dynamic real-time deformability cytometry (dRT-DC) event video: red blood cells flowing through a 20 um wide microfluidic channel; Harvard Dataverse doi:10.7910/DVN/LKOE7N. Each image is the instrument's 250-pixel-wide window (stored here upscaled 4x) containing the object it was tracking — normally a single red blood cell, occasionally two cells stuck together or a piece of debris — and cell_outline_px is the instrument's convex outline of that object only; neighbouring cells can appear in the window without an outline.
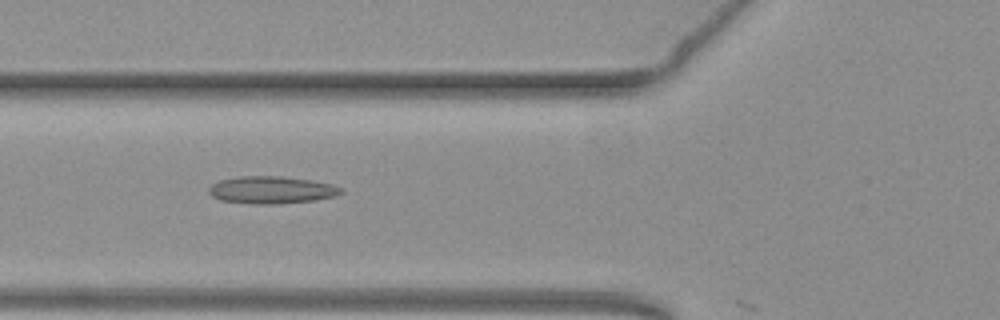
{"species": "common noctule bat (a hibernating species)", "species_latin": "Nyctalus noctula", "temperature_condition": "warm", "stored_images_in_passage": 54, "camera_frame_rate_fps": 3000, "um_per_image_px": 0.085, "animal": {"sex": "female", "body_mass_g": 19.3, "forearm_length_mm": 54.1}, "frame": {"image": 1, "passage_image": 20, "time_ms": 6.333, "image_size_px": [1000, 320], "cell_outline_px": [[344, 192], [336, 196], [316, 200], [276, 204], [252, 204], [220, 200], [212, 196], [208, 192], [208, 188], [212, 184], [220, 180], [240, 176], [280, 176], [312, 180], [332, 184], [344, 188]], "centroid_in_image_um": [23.11, 16.15], "position_along_channel_um": 102.7, "area_um2": 21.27}}
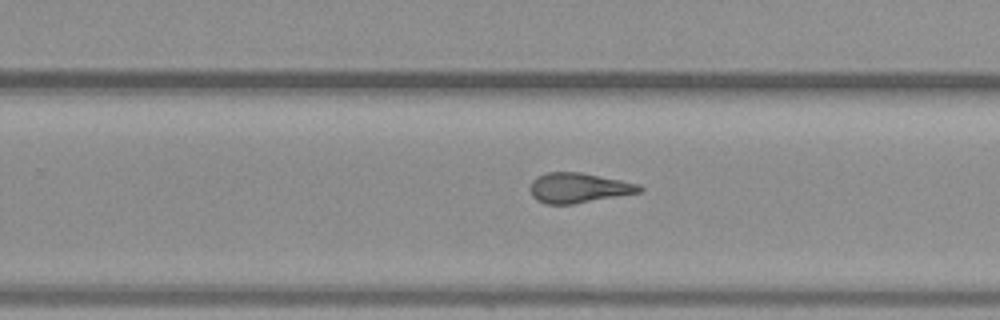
{"frame": {"image": 2, "passage_image": 34, "time_ms": 11.0, "image_size_px": [1000, 320], "cell_outline_px": [[644, 188], [640, 192], [572, 204], [544, 204], [536, 200], [532, 196], [528, 188], [532, 180], [536, 176], [548, 172], [580, 172], [640, 184]], "centroid_in_image_um": [49.12, 15.97], "position_along_channel_um": 280.7, "area_um2": 19.13}}
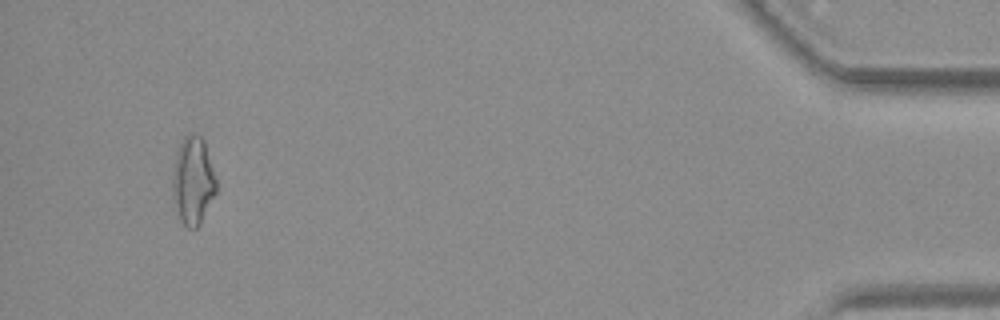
{"frame": {"image": 3, "passage_image": 51, "time_ms": 16.667, "image_size_px": [1000, 320], "cell_outline_px": [[216, 192], [200, 224], [196, 228], [188, 228], [180, 220], [172, 188], [172, 176], [176, 152], [184, 136], [188, 132], [200, 136], [204, 140], [216, 180]], "centroid_in_image_um": [16.4, 15.34], "position_along_channel_um": 418.8, "area_um2": 22.08}, "authors_computed_cell_mechanics": {"area_um2": 20.3167, "velocity_mm_per_s": 3.809, "shape_relaxation_time_tau1_ms": null, "shape_relaxation_time_tau2_ms": 2.0915, "deformation_change_tau1": null, "deformation_change_tau2": 0.1301}}